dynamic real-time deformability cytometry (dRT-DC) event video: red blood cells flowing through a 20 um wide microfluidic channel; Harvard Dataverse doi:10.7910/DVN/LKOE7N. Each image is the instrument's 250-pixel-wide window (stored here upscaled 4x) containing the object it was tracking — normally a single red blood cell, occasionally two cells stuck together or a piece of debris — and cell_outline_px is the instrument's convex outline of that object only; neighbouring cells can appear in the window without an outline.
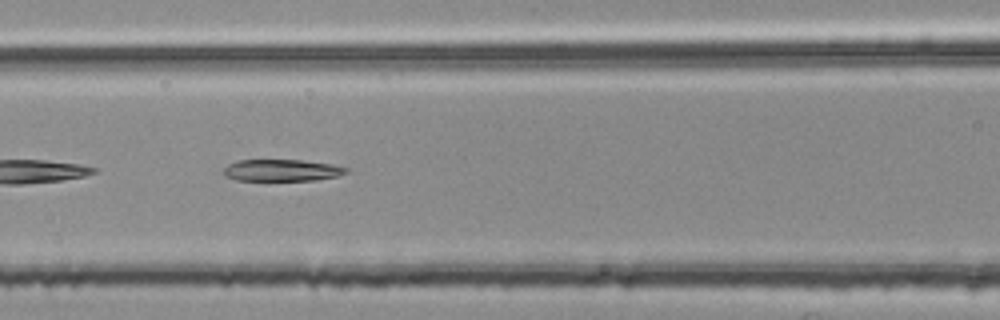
{"species": "common noctule bat (a hibernating species)", "species_latin": "Nyctalus noctula", "temperature_condition": "room temperature", "stored_images_in_passage": 23, "segment_of_instrument_passage": [1, 2], "camera_frame_rate_fps": 3000, "um_per_image_px": 0.085, "animal": {"sex": "female", "body_mass_g": 25.1}, "frame": {"image": 1, "passage_image": 7, "time_ms": 2.0, "image_size_px": [1000, 320], "cell_outline_px": [[348, 172], [336, 176], [316, 180], [236, 180], [224, 176], [224, 168], [228, 164], [240, 160], [300, 160], [332, 164], [348, 168]], "centroid_in_image_um": [23.94, 14.47], "position_along_channel_um": 142.7, "area_um2": 15.43}}
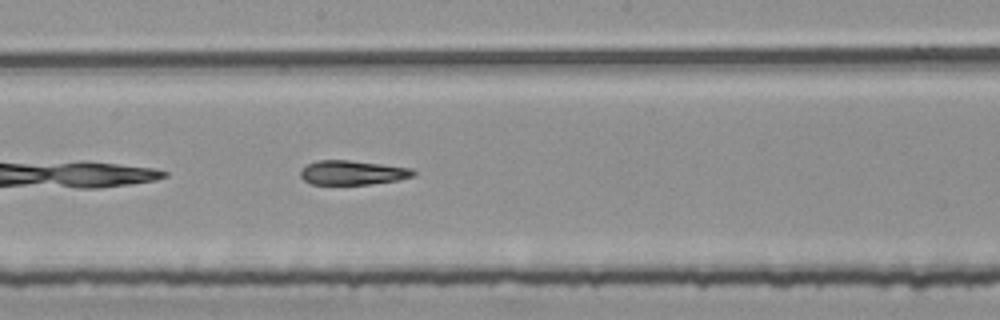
{"frame": {"image": 2, "passage_image": 13, "time_ms": 4.0, "image_size_px": [1000, 320], "cell_outline_px": [[416, 172], [412, 176], [400, 180], [372, 184], [312, 184], [304, 180], [300, 176], [300, 168], [316, 160], [348, 160], [412, 168]], "centroid_in_image_um": [29.94, 14.67], "position_along_channel_um": 218.3, "area_um2": 16.01}}
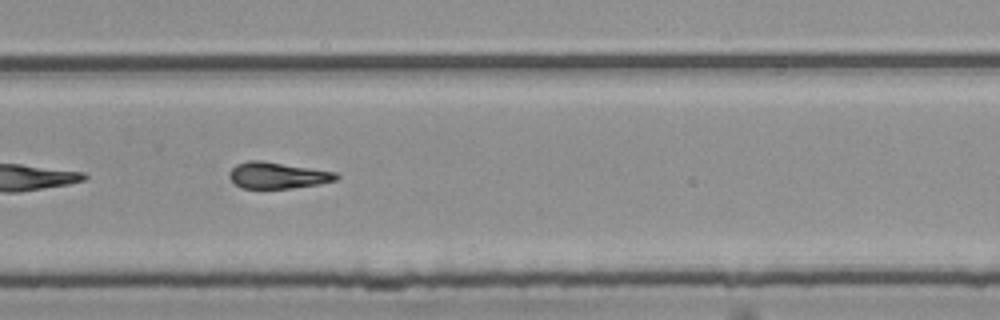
{"frame": {"image": 3, "passage_image": 20, "time_ms": 6.333, "image_size_px": [1000, 320], "cell_outline_px": [[340, 176], [336, 180], [320, 184], [292, 188], [240, 188], [228, 176], [228, 172], [236, 164], [248, 160], [260, 160], [336, 172]], "centroid_in_image_um": [23.58, 14.9], "position_along_channel_um": 306.2, "area_um2": 16.42}}